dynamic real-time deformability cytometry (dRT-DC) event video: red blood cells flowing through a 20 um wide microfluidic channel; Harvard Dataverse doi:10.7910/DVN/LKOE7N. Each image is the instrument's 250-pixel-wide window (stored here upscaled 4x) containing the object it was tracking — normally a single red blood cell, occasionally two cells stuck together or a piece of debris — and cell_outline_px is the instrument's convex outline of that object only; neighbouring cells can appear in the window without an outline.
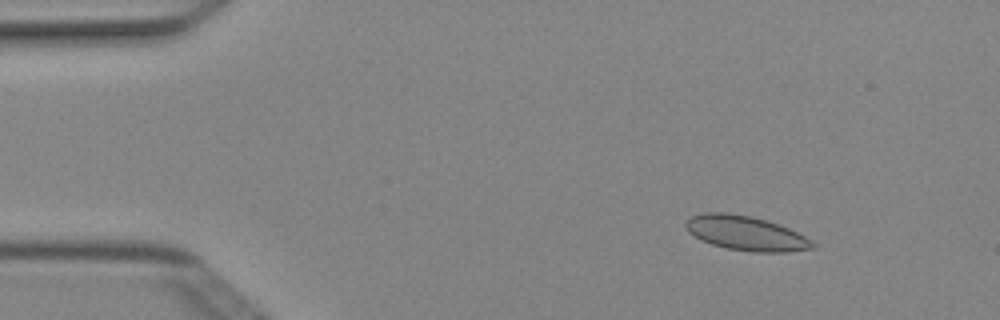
{"species": "Egyptian fruit bat (a non-hibernating species)", "species_latin": "Rousettus aegyptiacus", "temperature_condition": "cold", "stored_images_in_passage": 5, "camera_frame_rate_fps": 3000, "um_per_image_px": 0.085, "animal": {"sex": "female"}, "frame": {"image": 1, "passage_image": 2, "time_ms": 0.333, "image_size_px": [1000, 320], "cell_outline_px": [[816, 244], [812, 248], [788, 252], [752, 252], [728, 248], [712, 244], [688, 232], [684, 224], [692, 216], [704, 212], [728, 212], [752, 216], [788, 228], [812, 240]], "centroid_in_image_um": [63.4, 19.82], "position_along_channel_um": 21.6, "area_um2": 25.2}}